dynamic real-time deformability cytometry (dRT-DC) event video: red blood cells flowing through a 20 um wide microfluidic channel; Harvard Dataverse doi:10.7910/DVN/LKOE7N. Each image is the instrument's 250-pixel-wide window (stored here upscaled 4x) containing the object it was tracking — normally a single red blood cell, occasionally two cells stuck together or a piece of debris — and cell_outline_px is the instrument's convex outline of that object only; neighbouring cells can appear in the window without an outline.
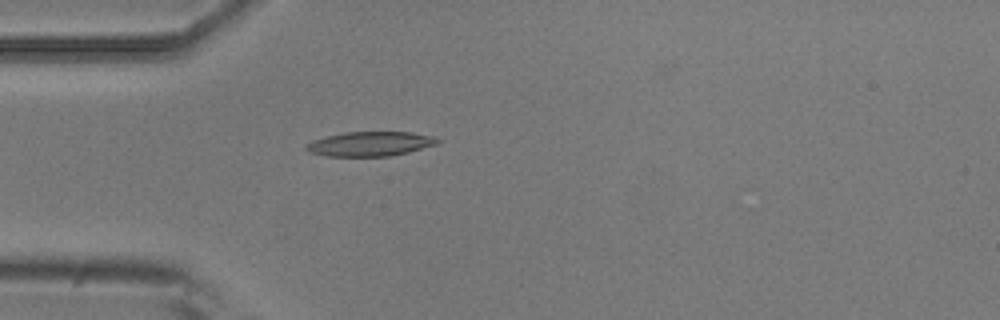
{"species": "common noctule bat (a hibernating species)", "species_latin": "Nyctalus noctula", "temperature_condition": "room temperature", "stored_images_in_passage": 1, "camera_frame_rate_fps": 3000, "um_per_image_px": 0.085, "animal": {"sex": "male", "body_mass_g": 20.5, "forearm_length_mm": 52.5}, "frame": {"image": 1, "passage_image": 1, "time_ms": 0.0, "image_size_px": [1000, 320], "cell_outline_px": [[440, 144], [408, 152], [388, 156], [324, 156], [308, 152], [304, 148], [304, 144], [312, 140], [344, 132], [412, 132], [436, 136], [440, 140]], "centroid_in_image_um": [31.47, 12.22], "position_along_channel_um": 53.5, "area_um2": 19.02}}